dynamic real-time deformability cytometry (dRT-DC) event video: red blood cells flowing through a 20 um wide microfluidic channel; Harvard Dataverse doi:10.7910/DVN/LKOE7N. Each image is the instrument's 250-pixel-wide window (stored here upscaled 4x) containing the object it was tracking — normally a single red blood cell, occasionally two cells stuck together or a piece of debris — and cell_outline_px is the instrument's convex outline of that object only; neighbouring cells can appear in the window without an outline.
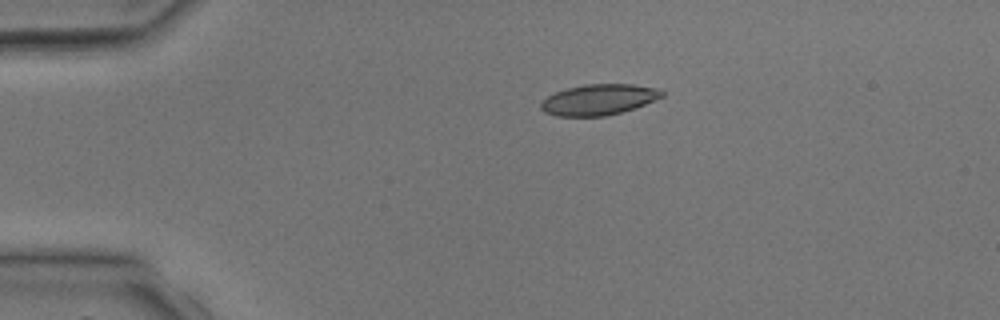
{"species": "common noctule bat (a hibernating species)", "species_latin": "Nyctalus noctula", "temperature_condition": "room temperature", "stored_images_in_passage": 4, "camera_frame_rate_fps": 3000, "um_per_image_px": 0.085, "animal": {"sex": "male", "body_mass_g": 17.9, "forearm_length_mm": 54.2}, "frame": {"image": 1, "passage_image": 3, "time_ms": 2.667, "image_size_px": [1000, 320], "cell_outline_px": [[664, 96], [644, 104], [620, 112], [604, 116], [556, 116], [544, 112], [540, 108], [540, 104], [548, 96], [556, 92], [568, 88], [584, 84], [632, 84], [660, 88], [664, 92]], "centroid_in_image_um": [50.9, 8.46], "position_along_channel_um": 34.1, "area_um2": 21.56}}